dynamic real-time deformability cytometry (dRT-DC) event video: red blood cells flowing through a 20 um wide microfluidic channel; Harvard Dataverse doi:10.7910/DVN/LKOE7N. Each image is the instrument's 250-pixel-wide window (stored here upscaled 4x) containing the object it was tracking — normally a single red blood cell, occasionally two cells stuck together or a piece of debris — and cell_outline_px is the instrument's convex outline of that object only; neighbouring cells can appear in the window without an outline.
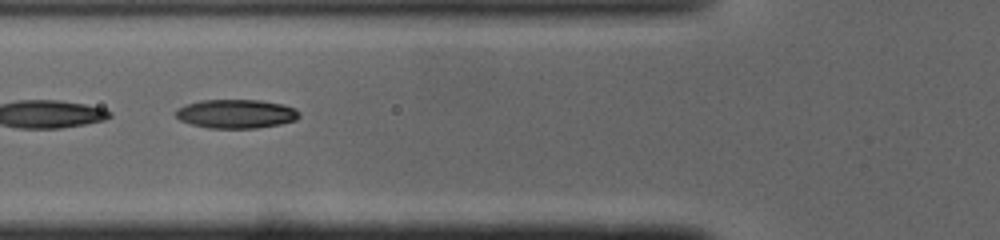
{"species": "common noctule bat (a hibernating species)", "species_latin": "Nyctalus noctula", "temperature_condition": "cold", "stored_images_in_passage": 21, "camera_frame_rate_fps": 3000, "um_per_image_px": 0.085, "animal": {"sex": "male", "body_mass_g": 19.0, "forearm_length_mm": 50.8}, "frame": {"image": 1, "passage_image": 11, "time_ms": 3.333, "image_size_px": [1000, 240], "cell_outline_px": [[300, 116], [296, 120], [280, 124], [256, 128], [208, 128], [192, 124], [180, 120], [176, 116], [176, 108], [200, 100], [260, 100], [284, 104], [296, 108], [300, 112]], "centroid_in_image_um": [20.1, 9.67], "position_along_channel_um": 105.7, "area_um2": 20.87}}
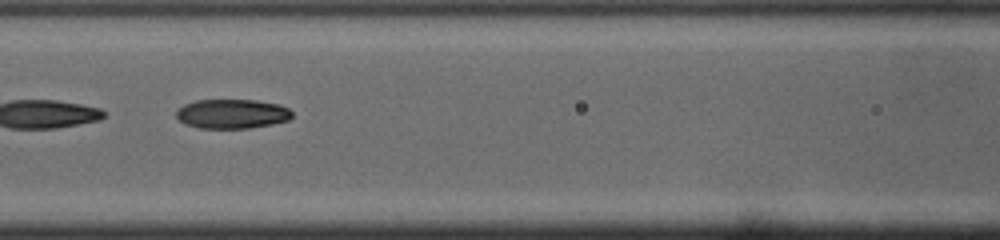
{"frame": {"image": 2, "passage_image": 14, "time_ms": 4.333, "image_size_px": [1000, 240], "cell_outline_px": [[292, 116], [288, 120], [272, 124], [248, 128], [200, 128], [188, 124], [180, 120], [176, 116], [176, 112], [184, 104], [196, 100], [256, 100], [280, 104], [288, 108], [292, 112]], "centroid_in_image_um": [19.75, 9.67], "position_along_channel_um": 146.8, "area_um2": 19.71}}
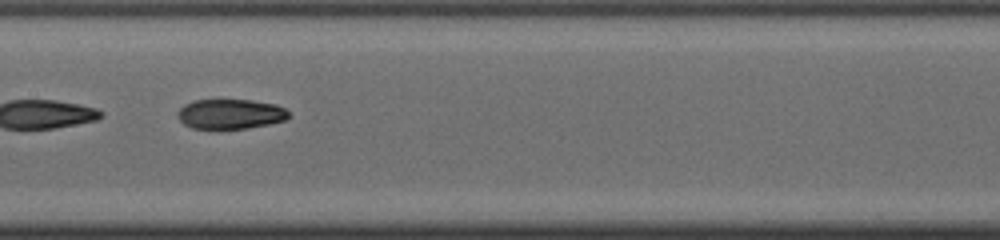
{"frame": {"image": 3, "passage_image": 17, "time_ms": 5.333, "image_size_px": [1000, 240], "cell_outline_px": [[288, 116], [284, 120], [268, 124], [248, 128], [192, 128], [184, 124], [176, 116], [176, 112], [184, 104], [192, 100], [252, 100], [276, 104], [284, 108], [288, 112]], "centroid_in_image_um": [19.54, 9.68], "position_along_channel_um": 187.9, "area_um2": 19.25}}